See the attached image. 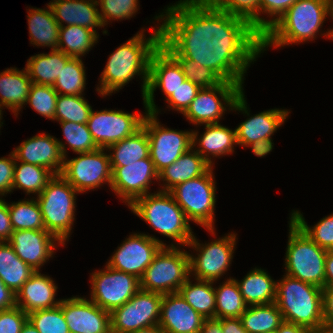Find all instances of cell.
<instances>
[{
	"instance_id": "obj_1",
	"label": "cell",
	"mask_w": 333,
	"mask_h": 333,
	"mask_svg": "<svg viewBox=\"0 0 333 333\" xmlns=\"http://www.w3.org/2000/svg\"><path fill=\"white\" fill-rule=\"evenodd\" d=\"M155 17L163 20L161 46L170 55L194 60L243 88L248 66L262 53V36L250 22L209 0H180Z\"/></svg>"
},
{
	"instance_id": "obj_2",
	"label": "cell",
	"mask_w": 333,
	"mask_h": 333,
	"mask_svg": "<svg viewBox=\"0 0 333 333\" xmlns=\"http://www.w3.org/2000/svg\"><path fill=\"white\" fill-rule=\"evenodd\" d=\"M151 30L153 34L149 38H145V29L141 30L109 56L100 76V86L96 89L102 97L122 89L135 75L142 76V98L144 97L150 58L161 45V26Z\"/></svg>"
},
{
	"instance_id": "obj_3",
	"label": "cell",
	"mask_w": 333,
	"mask_h": 333,
	"mask_svg": "<svg viewBox=\"0 0 333 333\" xmlns=\"http://www.w3.org/2000/svg\"><path fill=\"white\" fill-rule=\"evenodd\" d=\"M331 16L330 0H298L262 35V52L275 48L314 40Z\"/></svg>"
},
{
	"instance_id": "obj_4",
	"label": "cell",
	"mask_w": 333,
	"mask_h": 333,
	"mask_svg": "<svg viewBox=\"0 0 333 333\" xmlns=\"http://www.w3.org/2000/svg\"><path fill=\"white\" fill-rule=\"evenodd\" d=\"M277 282L275 303L283 320L320 331L324 323L323 289L288 275Z\"/></svg>"
},
{
	"instance_id": "obj_5",
	"label": "cell",
	"mask_w": 333,
	"mask_h": 333,
	"mask_svg": "<svg viewBox=\"0 0 333 333\" xmlns=\"http://www.w3.org/2000/svg\"><path fill=\"white\" fill-rule=\"evenodd\" d=\"M129 208L154 230L187 246L194 236L182 208L170 192L157 191L136 199Z\"/></svg>"
},
{
	"instance_id": "obj_6",
	"label": "cell",
	"mask_w": 333,
	"mask_h": 333,
	"mask_svg": "<svg viewBox=\"0 0 333 333\" xmlns=\"http://www.w3.org/2000/svg\"><path fill=\"white\" fill-rule=\"evenodd\" d=\"M289 222L285 274L323 289L327 250L313 242L291 218Z\"/></svg>"
},
{
	"instance_id": "obj_7",
	"label": "cell",
	"mask_w": 333,
	"mask_h": 333,
	"mask_svg": "<svg viewBox=\"0 0 333 333\" xmlns=\"http://www.w3.org/2000/svg\"><path fill=\"white\" fill-rule=\"evenodd\" d=\"M79 192L60 174L55 175L45 189L36 197L45 229L63 245L72 230L75 220L76 194Z\"/></svg>"
},
{
	"instance_id": "obj_8",
	"label": "cell",
	"mask_w": 333,
	"mask_h": 333,
	"mask_svg": "<svg viewBox=\"0 0 333 333\" xmlns=\"http://www.w3.org/2000/svg\"><path fill=\"white\" fill-rule=\"evenodd\" d=\"M243 90L238 83L226 81L213 87L201 88L183 115L196 126L219 123L223 113L227 111L226 107H229L228 110L242 111L250 117Z\"/></svg>"
},
{
	"instance_id": "obj_9",
	"label": "cell",
	"mask_w": 333,
	"mask_h": 333,
	"mask_svg": "<svg viewBox=\"0 0 333 333\" xmlns=\"http://www.w3.org/2000/svg\"><path fill=\"white\" fill-rule=\"evenodd\" d=\"M189 277V253L171 244L163 246L145 269L140 289L163 295L176 293Z\"/></svg>"
},
{
	"instance_id": "obj_10",
	"label": "cell",
	"mask_w": 333,
	"mask_h": 333,
	"mask_svg": "<svg viewBox=\"0 0 333 333\" xmlns=\"http://www.w3.org/2000/svg\"><path fill=\"white\" fill-rule=\"evenodd\" d=\"M212 167L199 177L175 186L170 193L187 219L214 234L216 183Z\"/></svg>"
},
{
	"instance_id": "obj_11",
	"label": "cell",
	"mask_w": 333,
	"mask_h": 333,
	"mask_svg": "<svg viewBox=\"0 0 333 333\" xmlns=\"http://www.w3.org/2000/svg\"><path fill=\"white\" fill-rule=\"evenodd\" d=\"M142 126L148 135L149 153L156 172L173 164L192 148V131H177L162 126L154 113L145 111Z\"/></svg>"
},
{
	"instance_id": "obj_12",
	"label": "cell",
	"mask_w": 333,
	"mask_h": 333,
	"mask_svg": "<svg viewBox=\"0 0 333 333\" xmlns=\"http://www.w3.org/2000/svg\"><path fill=\"white\" fill-rule=\"evenodd\" d=\"M235 233L211 241L208 244H200L195 236L187 246L196 250L197 256L189 254L190 274L195 279L205 281H217L230 267L236 245Z\"/></svg>"
},
{
	"instance_id": "obj_13",
	"label": "cell",
	"mask_w": 333,
	"mask_h": 333,
	"mask_svg": "<svg viewBox=\"0 0 333 333\" xmlns=\"http://www.w3.org/2000/svg\"><path fill=\"white\" fill-rule=\"evenodd\" d=\"M163 294L139 290L110 313L111 333H130L158 325Z\"/></svg>"
},
{
	"instance_id": "obj_14",
	"label": "cell",
	"mask_w": 333,
	"mask_h": 333,
	"mask_svg": "<svg viewBox=\"0 0 333 333\" xmlns=\"http://www.w3.org/2000/svg\"><path fill=\"white\" fill-rule=\"evenodd\" d=\"M106 148L77 153L79 156L64 160L61 176L79 193L99 188L108 183L111 187L112 168Z\"/></svg>"
},
{
	"instance_id": "obj_15",
	"label": "cell",
	"mask_w": 333,
	"mask_h": 333,
	"mask_svg": "<svg viewBox=\"0 0 333 333\" xmlns=\"http://www.w3.org/2000/svg\"><path fill=\"white\" fill-rule=\"evenodd\" d=\"M91 274L90 300L105 311L112 312L129 301L139 290L140 280L123 271L105 266Z\"/></svg>"
},
{
	"instance_id": "obj_16",
	"label": "cell",
	"mask_w": 333,
	"mask_h": 333,
	"mask_svg": "<svg viewBox=\"0 0 333 333\" xmlns=\"http://www.w3.org/2000/svg\"><path fill=\"white\" fill-rule=\"evenodd\" d=\"M145 115L122 110L91 111L87 127L99 148H107L133 135L143 124Z\"/></svg>"
},
{
	"instance_id": "obj_17",
	"label": "cell",
	"mask_w": 333,
	"mask_h": 333,
	"mask_svg": "<svg viewBox=\"0 0 333 333\" xmlns=\"http://www.w3.org/2000/svg\"><path fill=\"white\" fill-rule=\"evenodd\" d=\"M162 241L144 233H135L125 239L107 262V266L131 274L139 280L159 250Z\"/></svg>"
},
{
	"instance_id": "obj_18",
	"label": "cell",
	"mask_w": 333,
	"mask_h": 333,
	"mask_svg": "<svg viewBox=\"0 0 333 333\" xmlns=\"http://www.w3.org/2000/svg\"><path fill=\"white\" fill-rule=\"evenodd\" d=\"M185 81L186 77L179 63L160 45L150 58L147 88L143 97L146 111L154 114L159 112L154 102L157 87L167 99Z\"/></svg>"
},
{
	"instance_id": "obj_19",
	"label": "cell",
	"mask_w": 333,
	"mask_h": 333,
	"mask_svg": "<svg viewBox=\"0 0 333 333\" xmlns=\"http://www.w3.org/2000/svg\"><path fill=\"white\" fill-rule=\"evenodd\" d=\"M112 191L128 204V207L138 198L149 194L151 180H158V173L155 170L150 158H144L133 163H123V167H111Z\"/></svg>"
},
{
	"instance_id": "obj_20",
	"label": "cell",
	"mask_w": 333,
	"mask_h": 333,
	"mask_svg": "<svg viewBox=\"0 0 333 333\" xmlns=\"http://www.w3.org/2000/svg\"><path fill=\"white\" fill-rule=\"evenodd\" d=\"M61 309L70 333H111L110 312L90 299H62Z\"/></svg>"
},
{
	"instance_id": "obj_21",
	"label": "cell",
	"mask_w": 333,
	"mask_h": 333,
	"mask_svg": "<svg viewBox=\"0 0 333 333\" xmlns=\"http://www.w3.org/2000/svg\"><path fill=\"white\" fill-rule=\"evenodd\" d=\"M12 152L17 161L42 166L54 175L61 174L67 155L66 145L46 133L23 141Z\"/></svg>"
},
{
	"instance_id": "obj_22",
	"label": "cell",
	"mask_w": 333,
	"mask_h": 333,
	"mask_svg": "<svg viewBox=\"0 0 333 333\" xmlns=\"http://www.w3.org/2000/svg\"><path fill=\"white\" fill-rule=\"evenodd\" d=\"M56 241L63 244L47 230H15L8 243L16 255L35 271L52 258Z\"/></svg>"
},
{
	"instance_id": "obj_23",
	"label": "cell",
	"mask_w": 333,
	"mask_h": 333,
	"mask_svg": "<svg viewBox=\"0 0 333 333\" xmlns=\"http://www.w3.org/2000/svg\"><path fill=\"white\" fill-rule=\"evenodd\" d=\"M204 320L179 292L163 295L158 325L167 333H199Z\"/></svg>"
},
{
	"instance_id": "obj_24",
	"label": "cell",
	"mask_w": 333,
	"mask_h": 333,
	"mask_svg": "<svg viewBox=\"0 0 333 333\" xmlns=\"http://www.w3.org/2000/svg\"><path fill=\"white\" fill-rule=\"evenodd\" d=\"M57 285L50 276L35 273L16 292V306L25 313L50 309L58 306L62 299L55 300Z\"/></svg>"
},
{
	"instance_id": "obj_25",
	"label": "cell",
	"mask_w": 333,
	"mask_h": 333,
	"mask_svg": "<svg viewBox=\"0 0 333 333\" xmlns=\"http://www.w3.org/2000/svg\"><path fill=\"white\" fill-rule=\"evenodd\" d=\"M55 20L60 27L78 25L95 31L104 27L100 17L97 0H52L49 3Z\"/></svg>"
},
{
	"instance_id": "obj_26",
	"label": "cell",
	"mask_w": 333,
	"mask_h": 333,
	"mask_svg": "<svg viewBox=\"0 0 333 333\" xmlns=\"http://www.w3.org/2000/svg\"><path fill=\"white\" fill-rule=\"evenodd\" d=\"M290 111L271 109L247 118L235 128L237 145L246 147L249 144L271 139L276 130L286 121Z\"/></svg>"
},
{
	"instance_id": "obj_27",
	"label": "cell",
	"mask_w": 333,
	"mask_h": 333,
	"mask_svg": "<svg viewBox=\"0 0 333 333\" xmlns=\"http://www.w3.org/2000/svg\"><path fill=\"white\" fill-rule=\"evenodd\" d=\"M205 129L199 139V132L192 130V147L198 144L199 147L195 150L213 166L210 155L219 157L234 152V145H237L236 129L231 130L219 123L205 124Z\"/></svg>"
},
{
	"instance_id": "obj_28",
	"label": "cell",
	"mask_w": 333,
	"mask_h": 333,
	"mask_svg": "<svg viewBox=\"0 0 333 333\" xmlns=\"http://www.w3.org/2000/svg\"><path fill=\"white\" fill-rule=\"evenodd\" d=\"M194 148H190L173 164L158 174V180L165 181L160 191L170 192L175 186L190 179L204 175L211 167Z\"/></svg>"
},
{
	"instance_id": "obj_29",
	"label": "cell",
	"mask_w": 333,
	"mask_h": 333,
	"mask_svg": "<svg viewBox=\"0 0 333 333\" xmlns=\"http://www.w3.org/2000/svg\"><path fill=\"white\" fill-rule=\"evenodd\" d=\"M33 82L26 69L8 68L0 73V112L2 107L12 110L15 116L26 104Z\"/></svg>"
},
{
	"instance_id": "obj_30",
	"label": "cell",
	"mask_w": 333,
	"mask_h": 333,
	"mask_svg": "<svg viewBox=\"0 0 333 333\" xmlns=\"http://www.w3.org/2000/svg\"><path fill=\"white\" fill-rule=\"evenodd\" d=\"M28 11V28L30 43L37 46L51 47L57 50L60 26L55 20L52 9L47 4V9L30 8Z\"/></svg>"
},
{
	"instance_id": "obj_31",
	"label": "cell",
	"mask_w": 333,
	"mask_h": 333,
	"mask_svg": "<svg viewBox=\"0 0 333 333\" xmlns=\"http://www.w3.org/2000/svg\"><path fill=\"white\" fill-rule=\"evenodd\" d=\"M236 282L248 306L275 302L277 281L265 270L254 268L241 281Z\"/></svg>"
},
{
	"instance_id": "obj_32",
	"label": "cell",
	"mask_w": 333,
	"mask_h": 333,
	"mask_svg": "<svg viewBox=\"0 0 333 333\" xmlns=\"http://www.w3.org/2000/svg\"><path fill=\"white\" fill-rule=\"evenodd\" d=\"M70 58L63 51L51 50L49 54L31 56L25 69L34 84L53 86Z\"/></svg>"
},
{
	"instance_id": "obj_33",
	"label": "cell",
	"mask_w": 333,
	"mask_h": 333,
	"mask_svg": "<svg viewBox=\"0 0 333 333\" xmlns=\"http://www.w3.org/2000/svg\"><path fill=\"white\" fill-rule=\"evenodd\" d=\"M109 152L111 167H123V163H133L150 156L149 140L142 126L133 135L114 143L106 148Z\"/></svg>"
},
{
	"instance_id": "obj_34",
	"label": "cell",
	"mask_w": 333,
	"mask_h": 333,
	"mask_svg": "<svg viewBox=\"0 0 333 333\" xmlns=\"http://www.w3.org/2000/svg\"><path fill=\"white\" fill-rule=\"evenodd\" d=\"M34 273L8 242H0V278L8 288L16 293Z\"/></svg>"
},
{
	"instance_id": "obj_35",
	"label": "cell",
	"mask_w": 333,
	"mask_h": 333,
	"mask_svg": "<svg viewBox=\"0 0 333 333\" xmlns=\"http://www.w3.org/2000/svg\"><path fill=\"white\" fill-rule=\"evenodd\" d=\"M242 326L248 333H273L284 321L275 302L250 305L240 316Z\"/></svg>"
},
{
	"instance_id": "obj_36",
	"label": "cell",
	"mask_w": 333,
	"mask_h": 333,
	"mask_svg": "<svg viewBox=\"0 0 333 333\" xmlns=\"http://www.w3.org/2000/svg\"><path fill=\"white\" fill-rule=\"evenodd\" d=\"M98 36V32L90 28L64 25L59 30L57 50L63 51L69 57L81 58L97 43Z\"/></svg>"
},
{
	"instance_id": "obj_37",
	"label": "cell",
	"mask_w": 333,
	"mask_h": 333,
	"mask_svg": "<svg viewBox=\"0 0 333 333\" xmlns=\"http://www.w3.org/2000/svg\"><path fill=\"white\" fill-rule=\"evenodd\" d=\"M192 284L190 277L180 287L179 293L205 319L215 318V289L212 281L198 280Z\"/></svg>"
},
{
	"instance_id": "obj_38",
	"label": "cell",
	"mask_w": 333,
	"mask_h": 333,
	"mask_svg": "<svg viewBox=\"0 0 333 333\" xmlns=\"http://www.w3.org/2000/svg\"><path fill=\"white\" fill-rule=\"evenodd\" d=\"M215 318H240L247 309L236 279L229 278L215 287Z\"/></svg>"
},
{
	"instance_id": "obj_39",
	"label": "cell",
	"mask_w": 333,
	"mask_h": 333,
	"mask_svg": "<svg viewBox=\"0 0 333 333\" xmlns=\"http://www.w3.org/2000/svg\"><path fill=\"white\" fill-rule=\"evenodd\" d=\"M15 161L13 190L18 188L37 196L45 189L48 182L55 176L50 170L30 163Z\"/></svg>"
},
{
	"instance_id": "obj_40",
	"label": "cell",
	"mask_w": 333,
	"mask_h": 333,
	"mask_svg": "<svg viewBox=\"0 0 333 333\" xmlns=\"http://www.w3.org/2000/svg\"><path fill=\"white\" fill-rule=\"evenodd\" d=\"M10 219L15 230H46L36 199L19 200L8 204Z\"/></svg>"
},
{
	"instance_id": "obj_41",
	"label": "cell",
	"mask_w": 333,
	"mask_h": 333,
	"mask_svg": "<svg viewBox=\"0 0 333 333\" xmlns=\"http://www.w3.org/2000/svg\"><path fill=\"white\" fill-rule=\"evenodd\" d=\"M82 58H70L52 86L58 94L83 96L86 74Z\"/></svg>"
},
{
	"instance_id": "obj_42",
	"label": "cell",
	"mask_w": 333,
	"mask_h": 333,
	"mask_svg": "<svg viewBox=\"0 0 333 333\" xmlns=\"http://www.w3.org/2000/svg\"><path fill=\"white\" fill-rule=\"evenodd\" d=\"M92 107L83 96L58 94L55 120L58 122H73L86 124Z\"/></svg>"
},
{
	"instance_id": "obj_43",
	"label": "cell",
	"mask_w": 333,
	"mask_h": 333,
	"mask_svg": "<svg viewBox=\"0 0 333 333\" xmlns=\"http://www.w3.org/2000/svg\"><path fill=\"white\" fill-rule=\"evenodd\" d=\"M291 219L319 247L333 250V214L325 216L313 227H309L303 214L292 210Z\"/></svg>"
},
{
	"instance_id": "obj_44",
	"label": "cell",
	"mask_w": 333,
	"mask_h": 333,
	"mask_svg": "<svg viewBox=\"0 0 333 333\" xmlns=\"http://www.w3.org/2000/svg\"><path fill=\"white\" fill-rule=\"evenodd\" d=\"M27 317L39 333H70L61 303L54 308L28 313Z\"/></svg>"
},
{
	"instance_id": "obj_45",
	"label": "cell",
	"mask_w": 333,
	"mask_h": 333,
	"mask_svg": "<svg viewBox=\"0 0 333 333\" xmlns=\"http://www.w3.org/2000/svg\"><path fill=\"white\" fill-rule=\"evenodd\" d=\"M58 93L50 85L32 84L27 98V103L45 118L55 120V109Z\"/></svg>"
},
{
	"instance_id": "obj_46",
	"label": "cell",
	"mask_w": 333,
	"mask_h": 333,
	"mask_svg": "<svg viewBox=\"0 0 333 333\" xmlns=\"http://www.w3.org/2000/svg\"><path fill=\"white\" fill-rule=\"evenodd\" d=\"M181 66L183 74L187 80L200 88H209L220 84L223 80L210 68L202 66L200 63L182 57L181 55H171Z\"/></svg>"
},
{
	"instance_id": "obj_47",
	"label": "cell",
	"mask_w": 333,
	"mask_h": 333,
	"mask_svg": "<svg viewBox=\"0 0 333 333\" xmlns=\"http://www.w3.org/2000/svg\"><path fill=\"white\" fill-rule=\"evenodd\" d=\"M63 128V135L69 147L77 153L92 152L99 147L96 145L87 124L73 122H59Z\"/></svg>"
},
{
	"instance_id": "obj_48",
	"label": "cell",
	"mask_w": 333,
	"mask_h": 333,
	"mask_svg": "<svg viewBox=\"0 0 333 333\" xmlns=\"http://www.w3.org/2000/svg\"><path fill=\"white\" fill-rule=\"evenodd\" d=\"M215 7L250 22L259 33L260 0H209Z\"/></svg>"
},
{
	"instance_id": "obj_49",
	"label": "cell",
	"mask_w": 333,
	"mask_h": 333,
	"mask_svg": "<svg viewBox=\"0 0 333 333\" xmlns=\"http://www.w3.org/2000/svg\"><path fill=\"white\" fill-rule=\"evenodd\" d=\"M103 26L111 20L130 19L138 10V0H97Z\"/></svg>"
},
{
	"instance_id": "obj_50",
	"label": "cell",
	"mask_w": 333,
	"mask_h": 333,
	"mask_svg": "<svg viewBox=\"0 0 333 333\" xmlns=\"http://www.w3.org/2000/svg\"><path fill=\"white\" fill-rule=\"evenodd\" d=\"M298 0H260L259 3V34L262 36L280 17ZM271 16V20L260 17L262 14ZM275 16V17H274Z\"/></svg>"
},
{
	"instance_id": "obj_51",
	"label": "cell",
	"mask_w": 333,
	"mask_h": 333,
	"mask_svg": "<svg viewBox=\"0 0 333 333\" xmlns=\"http://www.w3.org/2000/svg\"><path fill=\"white\" fill-rule=\"evenodd\" d=\"M201 88L187 80L181 84L167 99L170 109L177 110L182 114L196 97Z\"/></svg>"
},
{
	"instance_id": "obj_52",
	"label": "cell",
	"mask_w": 333,
	"mask_h": 333,
	"mask_svg": "<svg viewBox=\"0 0 333 333\" xmlns=\"http://www.w3.org/2000/svg\"><path fill=\"white\" fill-rule=\"evenodd\" d=\"M27 320V313L18 306L2 310L0 311V333H20Z\"/></svg>"
},
{
	"instance_id": "obj_53",
	"label": "cell",
	"mask_w": 333,
	"mask_h": 333,
	"mask_svg": "<svg viewBox=\"0 0 333 333\" xmlns=\"http://www.w3.org/2000/svg\"><path fill=\"white\" fill-rule=\"evenodd\" d=\"M15 156L13 152L8 157L0 158V196L13 191Z\"/></svg>"
},
{
	"instance_id": "obj_54",
	"label": "cell",
	"mask_w": 333,
	"mask_h": 333,
	"mask_svg": "<svg viewBox=\"0 0 333 333\" xmlns=\"http://www.w3.org/2000/svg\"><path fill=\"white\" fill-rule=\"evenodd\" d=\"M13 227L8 210V204L0 198V242H8L12 236Z\"/></svg>"
},
{
	"instance_id": "obj_55",
	"label": "cell",
	"mask_w": 333,
	"mask_h": 333,
	"mask_svg": "<svg viewBox=\"0 0 333 333\" xmlns=\"http://www.w3.org/2000/svg\"><path fill=\"white\" fill-rule=\"evenodd\" d=\"M323 320L333 322V286H324L323 291Z\"/></svg>"
},
{
	"instance_id": "obj_56",
	"label": "cell",
	"mask_w": 333,
	"mask_h": 333,
	"mask_svg": "<svg viewBox=\"0 0 333 333\" xmlns=\"http://www.w3.org/2000/svg\"><path fill=\"white\" fill-rule=\"evenodd\" d=\"M16 306V293L8 288L0 278V311Z\"/></svg>"
},
{
	"instance_id": "obj_57",
	"label": "cell",
	"mask_w": 333,
	"mask_h": 333,
	"mask_svg": "<svg viewBox=\"0 0 333 333\" xmlns=\"http://www.w3.org/2000/svg\"><path fill=\"white\" fill-rule=\"evenodd\" d=\"M272 141V139L259 140L249 144L247 147L251 146L250 148L252 149L253 154L256 156L264 157L272 151V144H274Z\"/></svg>"
},
{
	"instance_id": "obj_58",
	"label": "cell",
	"mask_w": 333,
	"mask_h": 333,
	"mask_svg": "<svg viewBox=\"0 0 333 333\" xmlns=\"http://www.w3.org/2000/svg\"><path fill=\"white\" fill-rule=\"evenodd\" d=\"M223 333H248L240 318H222Z\"/></svg>"
},
{
	"instance_id": "obj_59",
	"label": "cell",
	"mask_w": 333,
	"mask_h": 333,
	"mask_svg": "<svg viewBox=\"0 0 333 333\" xmlns=\"http://www.w3.org/2000/svg\"><path fill=\"white\" fill-rule=\"evenodd\" d=\"M199 333H223L222 319H205Z\"/></svg>"
},
{
	"instance_id": "obj_60",
	"label": "cell",
	"mask_w": 333,
	"mask_h": 333,
	"mask_svg": "<svg viewBox=\"0 0 333 333\" xmlns=\"http://www.w3.org/2000/svg\"><path fill=\"white\" fill-rule=\"evenodd\" d=\"M324 286H333V250L326 252Z\"/></svg>"
},
{
	"instance_id": "obj_61",
	"label": "cell",
	"mask_w": 333,
	"mask_h": 333,
	"mask_svg": "<svg viewBox=\"0 0 333 333\" xmlns=\"http://www.w3.org/2000/svg\"><path fill=\"white\" fill-rule=\"evenodd\" d=\"M311 331L305 327L296 325L291 322L283 321L276 333H310Z\"/></svg>"
},
{
	"instance_id": "obj_62",
	"label": "cell",
	"mask_w": 333,
	"mask_h": 333,
	"mask_svg": "<svg viewBox=\"0 0 333 333\" xmlns=\"http://www.w3.org/2000/svg\"><path fill=\"white\" fill-rule=\"evenodd\" d=\"M130 333H167L161 326L156 325L153 327L145 328V329H140L135 332H130Z\"/></svg>"
},
{
	"instance_id": "obj_63",
	"label": "cell",
	"mask_w": 333,
	"mask_h": 333,
	"mask_svg": "<svg viewBox=\"0 0 333 333\" xmlns=\"http://www.w3.org/2000/svg\"><path fill=\"white\" fill-rule=\"evenodd\" d=\"M20 333H39V331L31 324L29 320H27Z\"/></svg>"
},
{
	"instance_id": "obj_64",
	"label": "cell",
	"mask_w": 333,
	"mask_h": 333,
	"mask_svg": "<svg viewBox=\"0 0 333 333\" xmlns=\"http://www.w3.org/2000/svg\"><path fill=\"white\" fill-rule=\"evenodd\" d=\"M320 331L321 333H333V322H324Z\"/></svg>"
},
{
	"instance_id": "obj_65",
	"label": "cell",
	"mask_w": 333,
	"mask_h": 333,
	"mask_svg": "<svg viewBox=\"0 0 333 333\" xmlns=\"http://www.w3.org/2000/svg\"><path fill=\"white\" fill-rule=\"evenodd\" d=\"M330 1H331V17L333 19V0H330ZM323 36H326L333 40V29L326 31V33H324Z\"/></svg>"
},
{
	"instance_id": "obj_66",
	"label": "cell",
	"mask_w": 333,
	"mask_h": 333,
	"mask_svg": "<svg viewBox=\"0 0 333 333\" xmlns=\"http://www.w3.org/2000/svg\"><path fill=\"white\" fill-rule=\"evenodd\" d=\"M2 119V112H0V127L2 126L3 122H1Z\"/></svg>"
},
{
	"instance_id": "obj_67",
	"label": "cell",
	"mask_w": 333,
	"mask_h": 333,
	"mask_svg": "<svg viewBox=\"0 0 333 333\" xmlns=\"http://www.w3.org/2000/svg\"><path fill=\"white\" fill-rule=\"evenodd\" d=\"M310 333H321V331H311Z\"/></svg>"
}]
</instances>
